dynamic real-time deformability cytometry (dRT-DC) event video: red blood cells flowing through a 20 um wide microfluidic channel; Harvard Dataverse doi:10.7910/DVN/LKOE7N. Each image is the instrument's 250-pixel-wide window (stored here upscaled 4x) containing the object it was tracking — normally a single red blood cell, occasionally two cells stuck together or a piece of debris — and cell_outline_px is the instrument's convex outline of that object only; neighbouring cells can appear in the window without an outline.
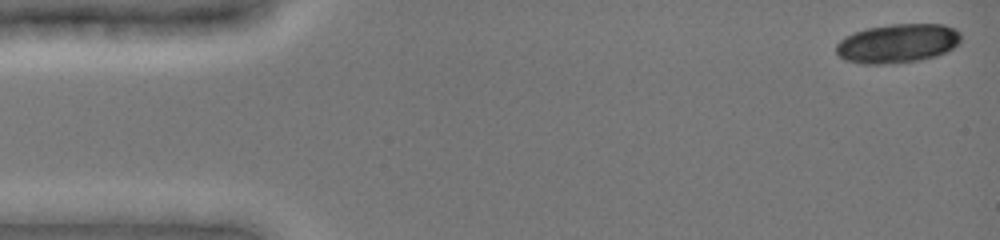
{"species": "common noctule bat (a hibernating species)", "species_latin": "Nyctalus noctula", "temperature_condition": "cold", "stored_images_in_passage": 17, "camera_frame_rate_fps": 3000, "um_per_image_px": 0.085, "animal": {"sex": "female", "body_mass_g": 19.0, "forearm_length_mm": 51.5}, "frame": {"image": 1, "passage_image": 1, "time_ms": 0.0, "image_size_px": [1000, 240], "cell_outline_px": [[960, 44], [948, 52], [936, 56], [920, 60], [884, 64], [864, 64], [844, 60], [836, 52], [836, 44], [844, 36], [868, 28], [892, 24], [944, 24], [956, 28], [960, 32]], "centroid_in_image_um": [76.33, 3.69], "position_along_channel_um": 8.7, "area_um2": 28.61}}
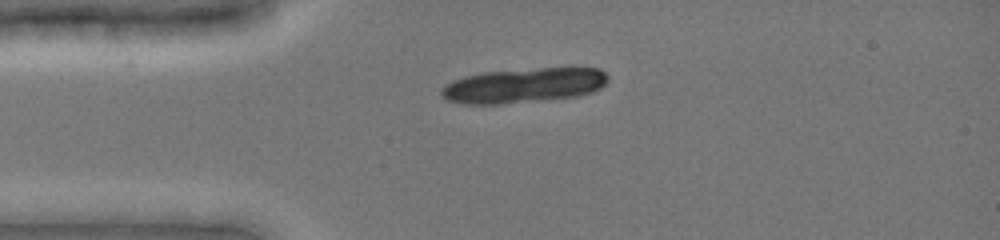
{"frame": {"image": 2, "passage_image": 12, "time_ms": 3.333, "image_size_px": [1000, 240], "cell_outline_px": [[608, 80], [600, 88], [592, 92], [576, 96], [500, 104], [460, 104], [448, 100], [440, 96], [440, 88], [452, 80], [464, 76], [484, 72], [540, 68], [600, 68], [608, 76]], "centroid_in_image_um": [44.46, 7.26], "position_along_channel_um": 40.5, "area_um2": 33.7}}